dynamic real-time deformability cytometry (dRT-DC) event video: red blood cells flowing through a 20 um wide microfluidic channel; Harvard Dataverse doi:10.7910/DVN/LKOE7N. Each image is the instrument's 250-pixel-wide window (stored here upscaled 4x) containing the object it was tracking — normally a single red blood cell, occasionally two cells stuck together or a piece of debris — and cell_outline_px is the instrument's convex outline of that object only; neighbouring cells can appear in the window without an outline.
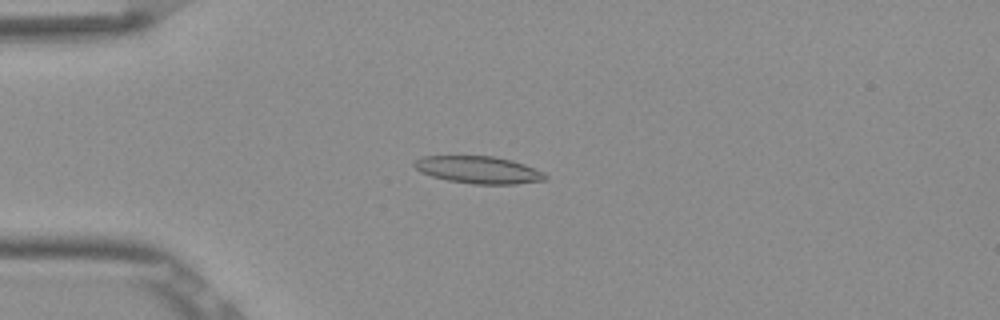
{"species": "Egyptian fruit bat (a non-hibernating species)", "species_latin": "Rousettus aegyptiacus", "temperature_condition": "room temperature", "stored_images_in_passage": 53, "camera_frame_rate_fps": 3000, "um_per_image_px": 0.085, "frame": {"image": 1, "passage_image": 14, "time_ms": 4.333, "image_size_px": [1000, 320], "cell_outline_px": [[548, 180], [516, 184], [472, 184], [448, 180], [432, 176], [420, 172], [412, 164], [420, 156], [492, 156], [512, 160], [524, 164], [544, 172], [548, 176]], "centroid_in_image_um": [40.7, 14.44], "position_along_channel_um": 44.3, "area_um2": 20.92}}
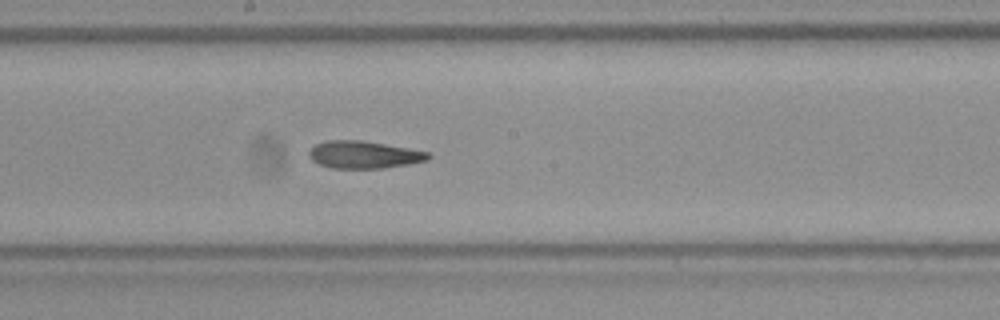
{"frame": {"image": 2, "passage_image": 29, "time_ms": 9.333, "image_size_px": [1000, 320], "cell_outline_px": [[432, 156], [428, 160], [408, 164], [384, 168], [332, 168], [320, 164], [312, 160], [308, 156], [308, 152], [316, 144], [324, 140], [360, 140], [408, 148], [428, 152]], "centroid_in_image_um": [30.92, 13.15], "position_along_channel_um": 217.3, "area_um2": 18.96}}
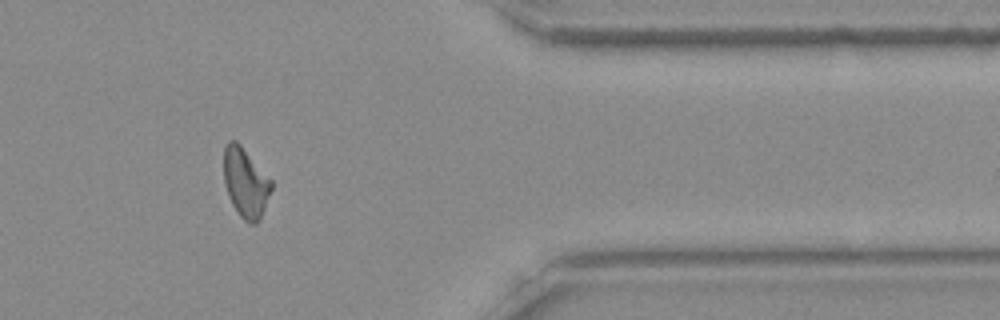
{"frame": {"image": 3, "passage_image": 44, "time_ms": 14.333, "image_size_px": [1000, 320], "cell_outline_px": [[272, 188], [260, 220], [256, 224], [248, 224], [240, 216], [232, 204], [228, 196], [224, 180], [224, 148], [228, 140], [236, 140], [240, 144], [272, 180]], "centroid_in_image_um": [20.87, 15.54], "position_along_channel_um": 390.5, "area_um2": 19.31}, "authors_computed_cell_mechanics": {"area_um2": 19.4208, "velocity_mm_per_s": 3.8764, "shape_relaxation_time_tau1_ms": null, "shape_relaxation_time_tau2_ms": 2.9656, "deformation_change_tau1": null, "deformation_change_tau2": 0.1208}}